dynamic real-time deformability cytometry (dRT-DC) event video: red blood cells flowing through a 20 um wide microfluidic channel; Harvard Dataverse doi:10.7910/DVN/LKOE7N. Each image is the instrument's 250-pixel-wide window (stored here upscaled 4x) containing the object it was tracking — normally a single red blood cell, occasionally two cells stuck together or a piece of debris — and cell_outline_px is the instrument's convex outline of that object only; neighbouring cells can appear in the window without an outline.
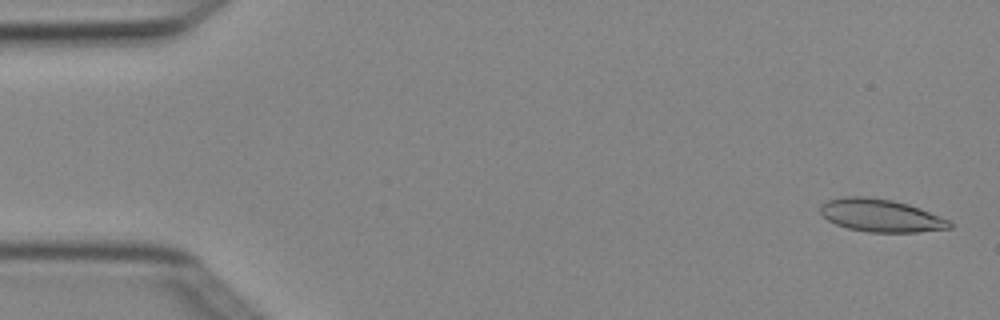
{"species": "Egyptian fruit bat (a non-hibernating species)", "species_latin": "Rousettus aegyptiacus", "temperature_condition": "cold", "stored_images_in_passage": 4, "camera_frame_rate_fps": 3000, "um_per_image_px": 0.085, "animal": {"sex": "female"}, "frame": {"image": 1, "passage_image": 1, "time_ms": 0.0, "image_size_px": [1000, 320], "cell_outline_px": [[952, 228], [916, 232], [868, 232], [848, 228], [836, 224], [828, 220], [820, 212], [820, 204], [828, 200], [844, 196], [864, 196], [892, 200], [908, 204], [920, 208], [952, 220]], "centroid_in_image_um": [74.89, 18.31], "position_along_channel_um": 10.1, "area_um2": 24.8}}
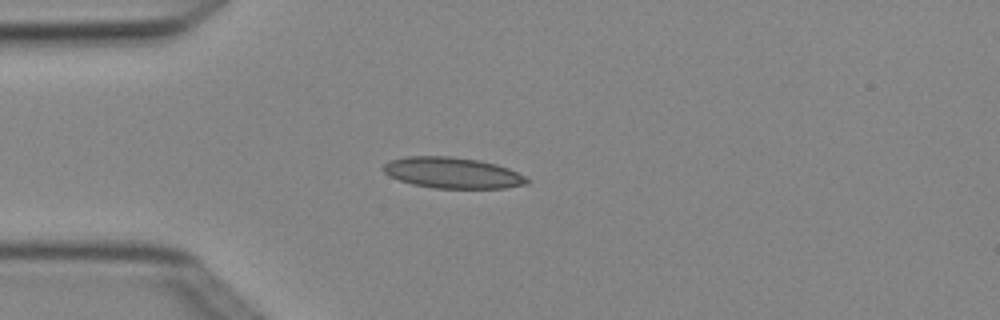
{"frame": {"image": 2, "passage_image": 4, "time_ms": 1.0, "image_size_px": [1000, 320], "cell_outline_px": [[528, 184], [504, 188], [432, 188], [412, 184], [388, 176], [380, 168], [388, 160], [408, 156], [452, 156], [480, 160], [496, 164], [508, 168], [524, 176], [528, 180]], "centroid_in_image_um": [38.41, 14.68], "position_along_channel_um": 46.6, "area_um2": 26.07}}